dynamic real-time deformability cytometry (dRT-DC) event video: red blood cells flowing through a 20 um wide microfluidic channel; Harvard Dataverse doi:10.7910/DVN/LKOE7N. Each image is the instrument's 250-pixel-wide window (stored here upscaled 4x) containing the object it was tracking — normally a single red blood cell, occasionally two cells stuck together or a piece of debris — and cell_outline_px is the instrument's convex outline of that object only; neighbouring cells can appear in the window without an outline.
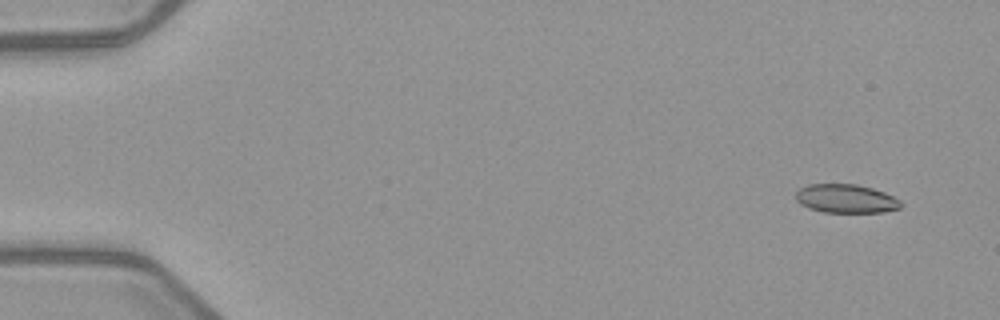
{"species": "common noctule bat (a hibernating species)", "species_latin": "Nyctalus noctula", "temperature_condition": "warm", "stored_images_in_passage": 8, "camera_frame_rate_fps": 3000, "um_per_image_px": 0.085, "animal": {"sex": "female", "body_mass_g": 21.9}, "frame": {"image": 1, "passage_image": 2, "time_ms": 1.0, "image_size_px": [1000, 320], "cell_outline_px": [[904, 204], [900, 208], [884, 212], [824, 212], [808, 208], [800, 204], [796, 200], [796, 192], [800, 188], [808, 184], [856, 184], [872, 188], [884, 192], [900, 200]], "centroid_in_image_um": [71.91, 16.88], "position_along_channel_um": 13.1, "area_um2": 17.63}}
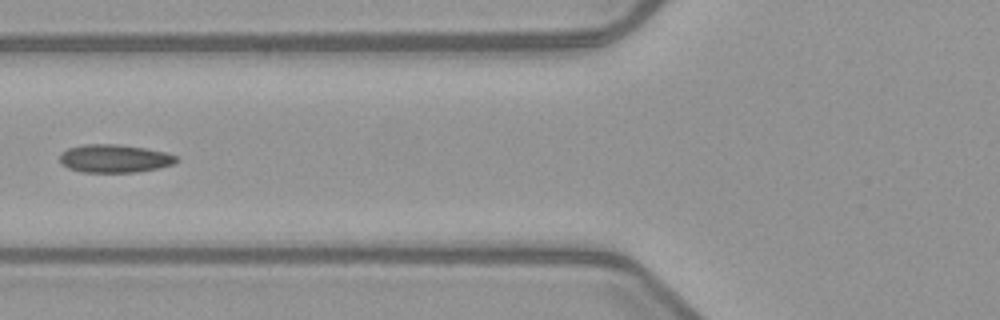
{"frame": {"image": 2, "passage_image": 7, "time_ms": 7.0, "image_size_px": [1000, 320], "cell_outline_px": [[176, 164], [136, 172], [80, 172], [68, 168], [60, 164], [60, 152], [68, 148], [84, 144], [116, 144], [144, 148], [164, 152], [176, 156]], "centroid_in_image_um": [9.67, 13.47], "position_along_channel_um": 116.1, "area_um2": 19.07}}
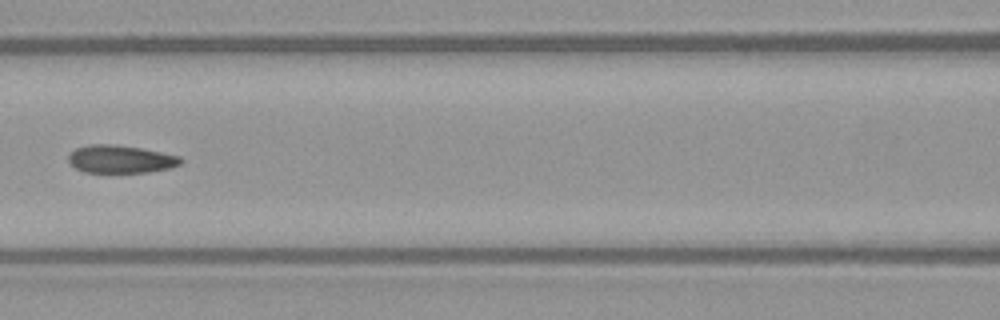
{"frame": {"image": 3, "passage_image": 8, "time_ms": 8.0, "image_size_px": [1000, 320], "cell_outline_px": [[184, 160], [180, 164], [168, 168], [148, 172], [84, 172], [76, 168], [68, 160], [68, 156], [76, 148], [88, 144], [116, 144], [140, 148], [180, 156]], "centroid_in_image_um": [10.25, 13.52], "position_along_channel_um": 156.4, "area_um2": 18.09}}